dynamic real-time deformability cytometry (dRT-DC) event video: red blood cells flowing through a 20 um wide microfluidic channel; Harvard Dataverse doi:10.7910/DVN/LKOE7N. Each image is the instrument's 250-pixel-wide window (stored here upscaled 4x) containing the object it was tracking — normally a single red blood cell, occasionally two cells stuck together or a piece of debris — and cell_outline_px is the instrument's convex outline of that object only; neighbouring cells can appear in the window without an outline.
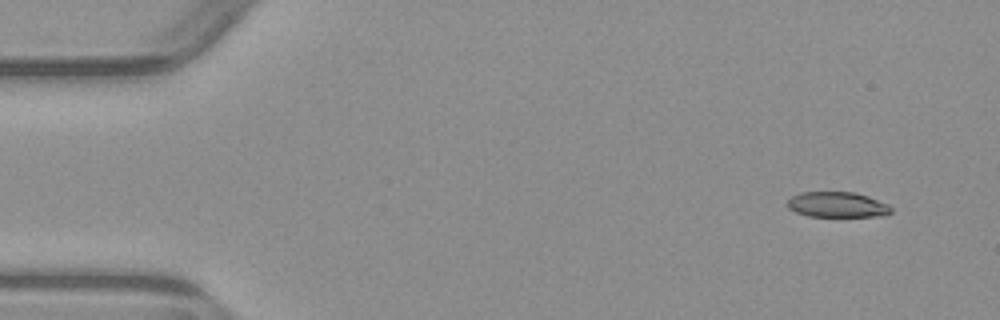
{"species": "common noctule bat (a hibernating species)", "species_latin": "Nyctalus noctula", "temperature_condition": "warm", "stored_images_in_passage": 3, "camera_frame_rate_fps": 3000, "um_per_image_px": 0.085, "animal": {"sex": "male", "body_mass_g": 23.1, "forearm_length_mm": 52.7}, "frame": {"image": 1, "passage_image": 1, "time_ms": 0.0, "image_size_px": [1000, 320], "cell_outline_px": [[892, 212], [884, 216], [808, 216], [796, 212], [788, 208], [788, 200], [792, 196], [800, 192], [852, 192], [868, 196], [888, 204], [892, 208]], "centroid_in_image_um": [71.18, 17.4], "position_along_channel_um": 13.8, "area_um2": 15.32}}
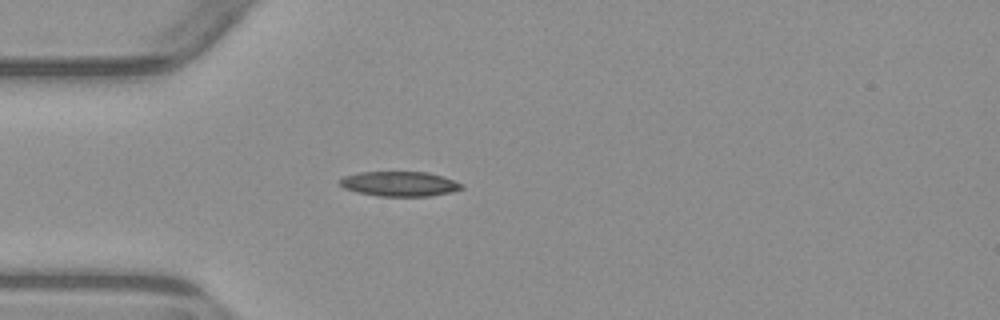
{"frame": {"image": 2, "passage_image": 3, "time_ms": 3.667, "image_size_px": [1000, 320], "cell_outline_px": [[464, 188], [452, 192], [428, 196], [380, 196], [360, 192], [344, 188], [340, 184], [340, 180], [344, 176], [360, 172], [428, 172], [464, 184]], "centroid_in_image_um": [33.99, 15.62], "position_along_channel_um": 51.0, "area_um2": 17.4}}